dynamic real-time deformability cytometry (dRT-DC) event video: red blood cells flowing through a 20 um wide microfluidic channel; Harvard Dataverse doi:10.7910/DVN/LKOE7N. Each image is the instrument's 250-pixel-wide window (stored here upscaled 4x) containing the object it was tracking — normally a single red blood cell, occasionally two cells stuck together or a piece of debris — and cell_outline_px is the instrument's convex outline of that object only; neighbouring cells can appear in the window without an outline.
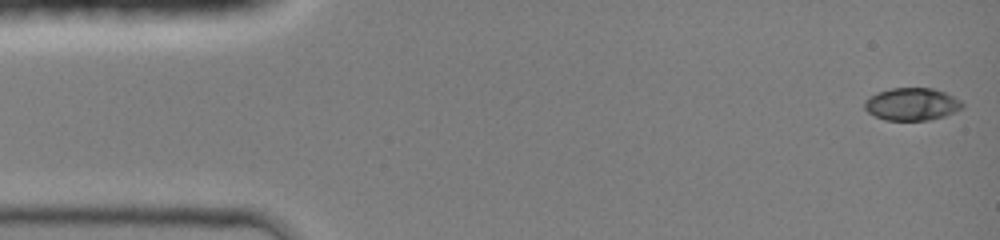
{"species": "common noctule bat (a hibernating species)", "species_latin": "Nyctalus noctula", "temperature_condition": "room temperature", "stored_images_in_passage": 44, "camera_frame_rate_fps": 3000, "um_per_image_px": 0.085, "animal": {"sex": "female", "body_mass_g": 19.0, "forearm_length_mm": 51.5}, "frame": {"image": 1, "passage_image": 1, "time_ms": 0.0, "image_size_px": [1000, 240], "cell_outline_px": [[964, 108], [944, 116], [928, 120], [884, 120], [868, 112], [864, 108], [864, 100], [876, 92], [892, 88], [932, 88], [944, 92], [960, 100], [964, 104]], "centroid_in_image_um": [77.49, 8.85], "position_along_channel_um": 7.5, "area_um2": 18.55}}
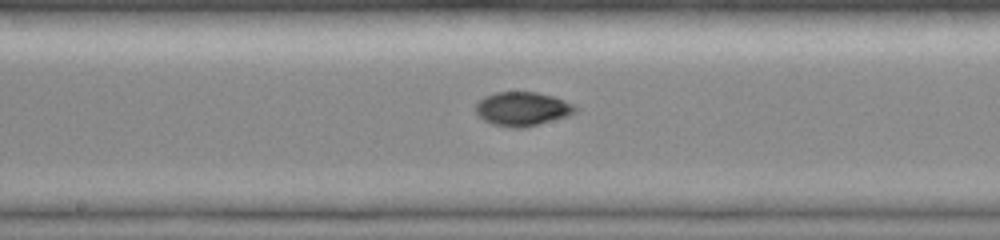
{"frame": {"image": 2, "passage_image": 23, "time_ms": 7.333, "image_size_px": [1000, 240], "cell_outline_px": [[580, 108], [576, 112], [568, 116], [524, 128], [512, 128], [492, 124], [476, 116], [476, 104], [484, 96], [496, 92], [536, 92], [552, 96], [576, 104]], "centroid_in_image_um": [44.42, 9.26], "position_along_channel_um": 203.8, "area_um2": 19.94}}
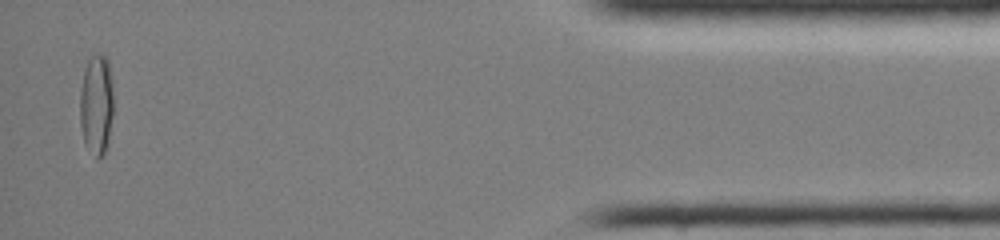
{"frame": {"image": 3, "passage_image": 43, "time_ms": 14.0, "image_size_px": [1000, 240], "cell_outline_px": [[112, 116], [108, 144], [104, 152], [96, 160], [84, 144], [80, 124], [80, 88], [84, 68], [92, 52], [100, 52], [108, 60], [112, 84]], "centroid_in_image_um": [8.18, 8.86], "position_along_channel_um": 427.0, "area_um2": 20.06}, "authors_computed_cell_mechanics": {"area_um2": 18.785, "velocity_mm_per_s": 4.3051, "shape_relaxation_time_tau1_ms": null, "shape_relaxation_time_tau2_ms": 2.1373, "deformation_change_tau1": null, "deformation_change_tau2": 0.0426}}